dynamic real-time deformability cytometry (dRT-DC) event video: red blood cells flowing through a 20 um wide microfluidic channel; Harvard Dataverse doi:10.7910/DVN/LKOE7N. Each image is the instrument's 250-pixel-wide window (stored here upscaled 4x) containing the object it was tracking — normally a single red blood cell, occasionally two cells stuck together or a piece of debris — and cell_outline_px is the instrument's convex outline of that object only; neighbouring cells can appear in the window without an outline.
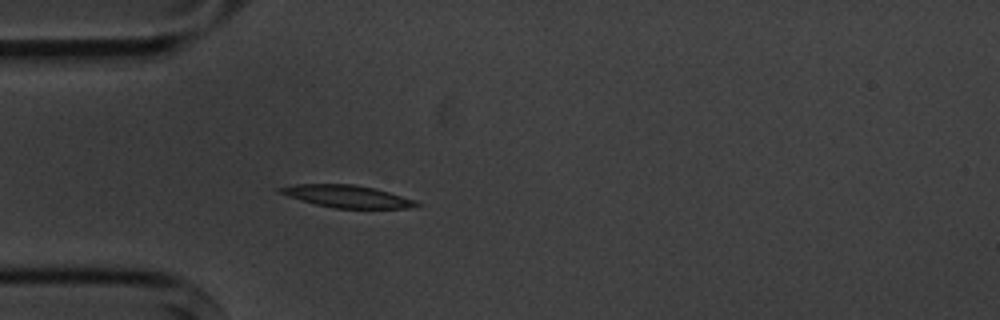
{"species": "common noctule bat (a hibernating species)", "species_latin": "Nyctalus noctula", "temperature_condition": "cold", "stored_images_in_passage": 4, "camera_frame_rate_fps": 3000, "um_per_image_px": 0.085, "animal": {"sex": "male", "body_mass_g": 20.1, "forearm_length_mm": 53.5}, "frame": {"image": 1, "passage_image": 4, "time_ms": 3.667, "image_size_px": [1000, 320], "cell_outline_px": [[424, 204], [408, 208], [336, 208], [316, 204], [300, 200], [276, 192], [276, 188], [296, 184], [352, 184], [372, 188], [388, 192], [416, 200]], "centroid_in_image_um": [29.48, 16.69], "position_along_channel_um": 55.5, "area_um2": 17.63}}